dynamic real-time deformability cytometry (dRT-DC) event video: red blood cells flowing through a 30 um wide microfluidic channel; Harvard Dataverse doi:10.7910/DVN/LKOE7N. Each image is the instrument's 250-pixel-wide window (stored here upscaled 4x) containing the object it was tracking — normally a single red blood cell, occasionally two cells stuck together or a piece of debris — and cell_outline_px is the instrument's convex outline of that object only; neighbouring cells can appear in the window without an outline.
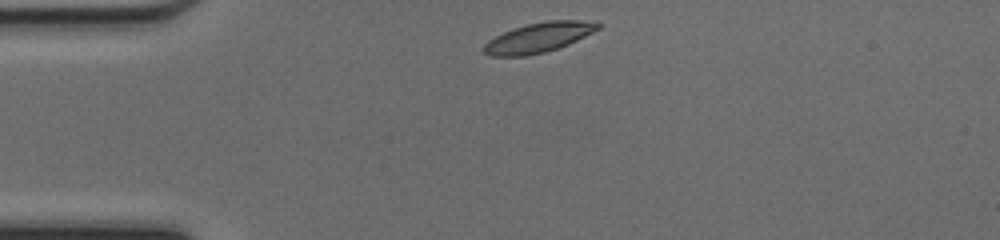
{"species": "common noctule bat (a hibernating species)", "species_latin": "Nyctalus noctula", "temperature_condition": "cold", "stored_images_in_passage": 38, "camera_frame_rate_fps": 3000, "um_per_image_px": 0.085, "animal": {"sex": "female", "body_mass_g": 17.0, "forearm_length_mm": 48.0}, "frame": {"image": 1, "passage_image": 1, "time_ms": 0.0, "image_size_px": [1000, 240], "cell_outline_px": [[600, 28], [568, 44], [544, 52], [524, 56], [488, 56], [480, 48], [488, 40], [504, 32], [528, 24], [548, 20], [596, 20], [600, 24]], "centroid_in_image_um": [45.77, 3.18], "position_along_channel_um": 39.2, "area_um2": 19.71}}
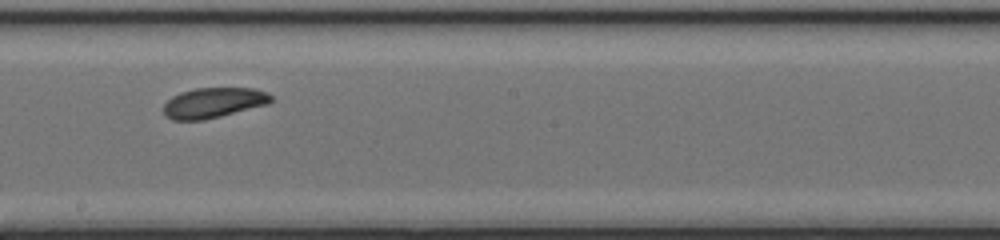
{"frame": {"image": 2, "passage_image": 17, "time_ms": 5.333, "image_size_px": [1000, 240], "cell_outline_px": [[272, 100], [268, 104], [204, 120], [172, 120], [164, 116], [164, 104], [172, 96], [180, 92], [196, 88], [256, 88], [268, 92], [272, 96]], "centroid_in_image_um": [18.14, 8.73], "position_along_channel_um": 230.1, "area_um2": 19.02}}
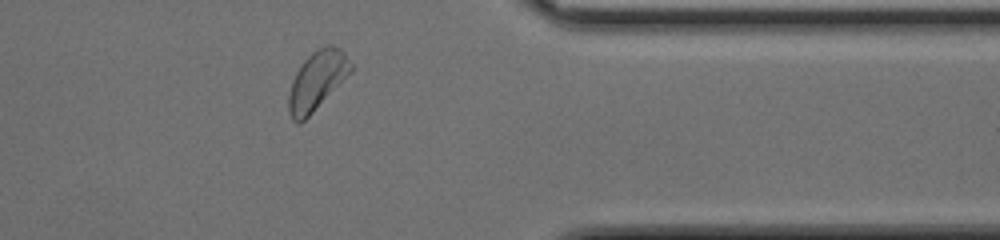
{"frame": {"image": 3, "passage_image": 29, "time_ms": 9.333, "image_size_px": [1000, 240], "cell_outline_px": [[352, 72], [300, 124], [296, 124], [292, 120], [288, 112], [288, 96], [292, 80], [296, 72], [304, 60], [316, 48], [328, 44], [332, 44], [340, 48], [344, 52], [352, 64]], "centroid_in_image_um": [26.94, 6.83], "position_along_channel_um": 384.5, "area_um2": 21.33}, "authors_computed_cell_mechanics": {"area_um2": 19.7098, "velocity_mm_per_s": 4.2102, "shape_relaxation_time_tau1_ms": 3.3591, "shape_relaxation_time_tau2_ms": 3.2762, "deformation_change_tau1": 0.1308, "deformation_change_tau2": 0.0955}}